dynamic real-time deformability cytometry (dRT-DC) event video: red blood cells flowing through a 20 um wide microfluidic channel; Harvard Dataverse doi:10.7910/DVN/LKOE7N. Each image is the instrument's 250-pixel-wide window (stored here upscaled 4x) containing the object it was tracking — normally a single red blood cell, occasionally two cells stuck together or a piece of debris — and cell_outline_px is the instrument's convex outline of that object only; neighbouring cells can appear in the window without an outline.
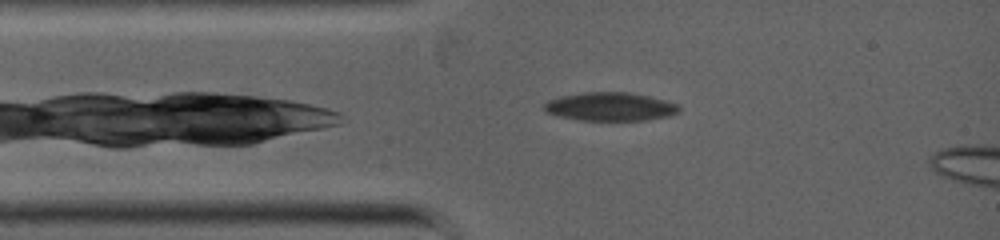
{"species": "common noctule bat (a hibernating species)", "species_latin": "Nyctalus noctula", "temperature_condition": "warm", "stored_images_in_passage": 7, "camera_frame_rate_fps": 5000, "um_per_image_px": 0.085, "animal": {"sex": "female", "body_mass_g": 19.0, "forearm_length_mm": 53.3}, "frame": {"image": 1, "passage_image": 5, "time_ms": 1.6, "image_size_px": [1000, 240], "cell_outline_px": [[680, 112], [668, 116], [648, 120], [580, 120], [560, 116], [544, 112], [544, 104], [548, 100], [560, 96], [580, 92], [628, 92], [648, 96], [664, 100], [676, 104], [680, 108]], "centroid_in_image_um": [51.85, 9.06], "position_along_channel_um": 33.2, "area_um2": 22.37}}